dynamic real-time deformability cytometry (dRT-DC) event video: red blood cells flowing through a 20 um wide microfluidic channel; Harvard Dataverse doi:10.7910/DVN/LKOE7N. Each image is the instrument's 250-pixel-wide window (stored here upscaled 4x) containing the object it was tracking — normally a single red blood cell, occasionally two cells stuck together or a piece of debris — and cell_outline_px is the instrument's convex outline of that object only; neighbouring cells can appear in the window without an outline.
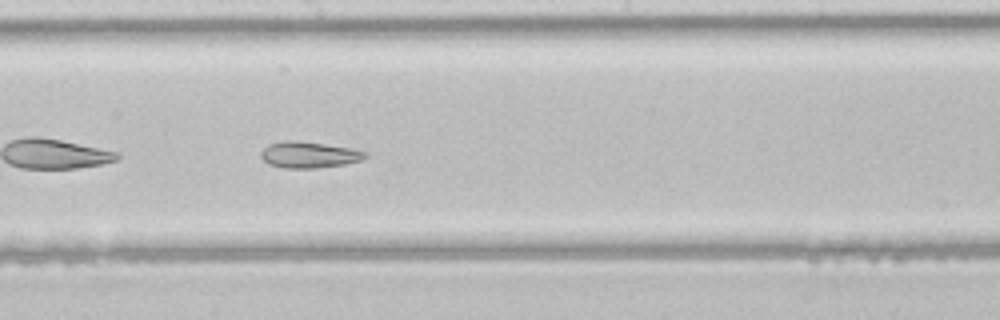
{"species": "common noctule bat (a hibernating species)", "species_latin": "Nyctalus noctula", "temperature_condition": "room temperature", "stored_images_in_passage": 46, "camera_frame_rate_fps": 3000, "um_per_image_px": 0.085, "animal": {"sex": "male", "body_mass_g": 21.5, "forearm_length_mm": 52.0}, "frame": {"image": 1, "passage_image": 26, "time_ms": 8.333, "image_size_px": [1000, 320], "cell_outline_px": [[368, 156], [360, 160], [344, 164], [316, 168], [284, 168], [268, 164], [260, 156], [260, 152], [268, 144], [284, 140], [296, 140], [324, 144], [348, 148], [364, 152]], "centroid_in_image_um": [26.19, 13.15], "position_along_channel_um": 222.0, "area_um2": 15.78}}
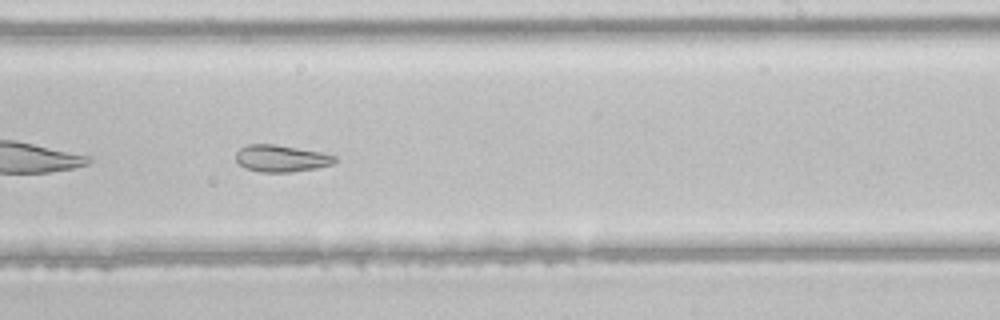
{"frame": {"image": 2, "passage_image": 29, "time_ms": 9.333, "image_size_px": [1000, 320], "cell_outline_px": [[336, 160], [332, 164], [316, 168], [292, 172], [260, 172], [244, 168], [236, 160], [236, 152], [240, 148], [248, 144], [276, 144], [320, 152], [336, 156]], "centroid_in_image_um": [23.88, 13.46], "position_along_channel_um": 265.1, "area_um2": 15.49}}